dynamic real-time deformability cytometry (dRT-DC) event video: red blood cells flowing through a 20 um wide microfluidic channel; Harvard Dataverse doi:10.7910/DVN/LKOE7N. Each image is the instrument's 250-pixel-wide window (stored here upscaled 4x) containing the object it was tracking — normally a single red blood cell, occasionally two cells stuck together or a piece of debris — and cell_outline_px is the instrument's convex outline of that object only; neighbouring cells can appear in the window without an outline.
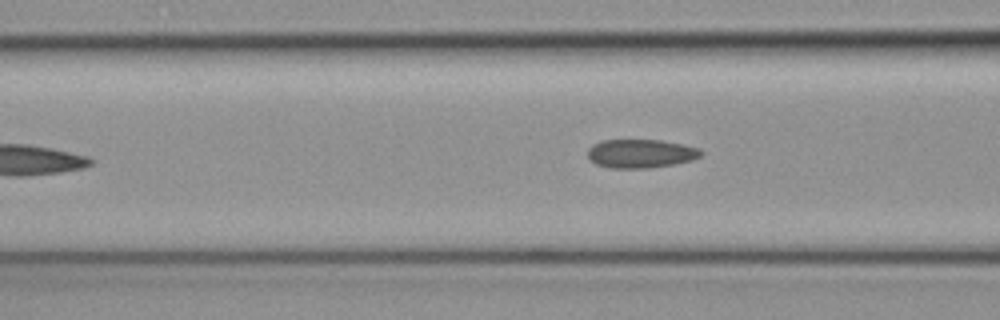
{"species": "common noctule bat (a hibernating species)", "species_latin": "Nyctalus noctula", "temperature_condition": "cold", "stored_images_in_passage": 6, "camera_frame_rate_fps": 3000, "um_per_image_px": 0.085, "animal": {"sex": "female", "body_mass_g": 19.3, "forearm_length_mm": 54.1}, "frame": {"image": 1, "passage_image": 6, "time_ms": 1.667, "image_size_px": [1000, 320], "cell_outline_px": [[704, 152], [700, 156], [692, 160], [672, 164], [648, 168], [612, 168], [596, 164], [588, 160], [588, 148], [592, 144], [604, 140], [660, 140], [700, 148]], "centroid_in_image_um": [54.43, 13.05], "position_along_channel_um": 112.2, "area_um2": 18.9}}